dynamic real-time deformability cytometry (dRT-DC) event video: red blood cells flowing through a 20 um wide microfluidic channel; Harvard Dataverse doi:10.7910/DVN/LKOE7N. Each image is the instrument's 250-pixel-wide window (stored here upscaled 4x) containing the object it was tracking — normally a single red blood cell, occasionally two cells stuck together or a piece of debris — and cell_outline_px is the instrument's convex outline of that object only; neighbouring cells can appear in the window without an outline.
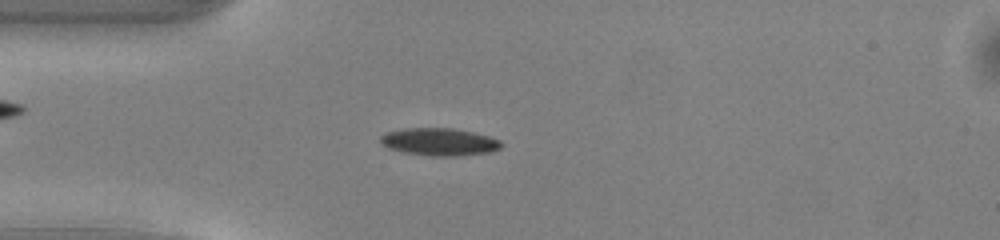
{"species": "common noctule bat (a hibernating species)", "species_latin": "Nyctalus noctula", "temperature_condition": "warm", "stored_images_in_passage": 49, "camera_frame_rate_fps": 3000, "um_per_image_px": 0.085, "animal": {"sex": "male", "body_mass_g": 13.0, "forearm_length_mm": 53.1}, "frame": {"image": 1, "passage_image": 12, "time_ms": 3.667, "image_size_px": [1000, 240], "cell_outline_px": [[504, 144], [500, 148], [488, 152], [460, 156], [428, 156], [404, 152], [388, 148], [380, 144], [380, 136], [388, 132], [404, 128], [452, 128], [472, 132], [488, 136], [500, 140]], "centroid_in_image_um": [37.33, 12.06], "position_along_channel_um": 47.7, "area_um2": 19.42}}
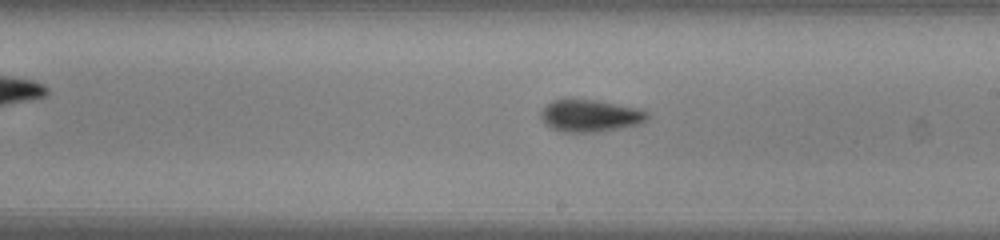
{"frame": {"image": 2, "passage_image": 27, "time_ms": 8.667, "image_size_px": [1000, 240], "cell_outline_px": [[648, 120], [640, 124], [600, 132], [564, 132], [552, 128], [544, 124], [540, 116], [540, 112], [544, 104], [552, 100], [564, 96], [572, 96], [596, 100], [640, 108], [648, 112]], "centroid_in_image_um": [50.11, 9.79], "position_along_channel_um": 238.9, "area_um2": 20.92}}
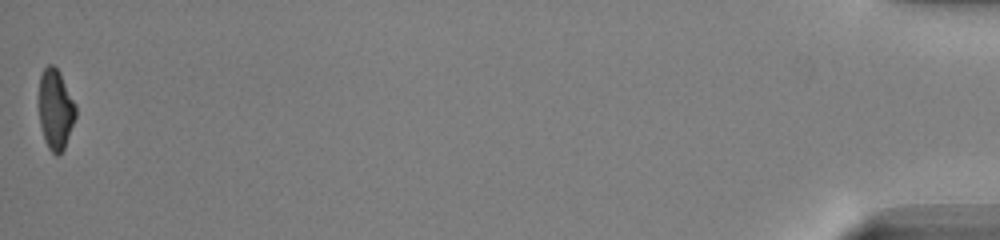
{"frame": {"image": 3, "passage_image": 49, "time_ms": 16.0, "image_size_px": [1000, 240], "cell_outline_px": [[76, 116], [64, 148], [56, 156], [48, 148], [44, 140], [40, 124], [40, 76], [44, 68], [48, 64], [52, 64], [60, 72], [76, 104]], "centroid_in_image_um": [4.73, 9.29], "position_along_channel_um": 430.5, "area_um2": 17.05}, "authors_computed_cell_mechanics": {"area_um2": 18.7272, "velocity_mm_per_s": 4.0644, "shape_relaxation_time_tau1_ms": 3.0706, "shape_relaxation_time_tau2_ms": 2.7275, "deformation_change_tau1": 0.1438, "deformation_change_tau2": 0.0915}}